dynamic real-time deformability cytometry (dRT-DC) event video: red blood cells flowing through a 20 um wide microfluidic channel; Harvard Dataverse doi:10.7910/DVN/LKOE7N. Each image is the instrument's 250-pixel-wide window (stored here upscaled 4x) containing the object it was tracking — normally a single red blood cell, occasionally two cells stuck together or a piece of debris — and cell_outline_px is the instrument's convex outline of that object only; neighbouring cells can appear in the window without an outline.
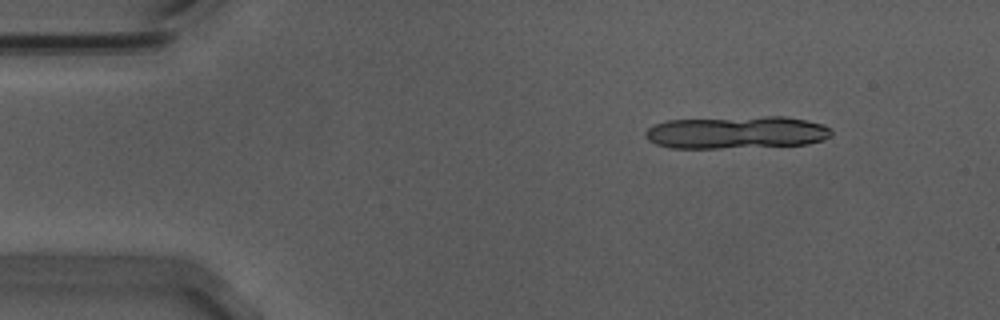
{"species": "Egyptian fruit bat (a non-hibernating species)", "species_latin": "Rousettus aegyptiacus", "temperature_condition": "warm", "stored_images_in_passage": 13, "camera_frame_rate_fps": 3000, "um_per_image_px": 0.085, "animal": {"sex": "male"}, "frame": {"image": 1, "passage_image": 6, "time_ms": 1.667, "image_size_px": [1000, 320], "cell_outline_px": [[832, 136], [824, 140], [808, 144], [720, 148], [672, 148], [656, 144], [648, 140], [644, 136], [644, 132], [648, 128], [656, 124], [668, 120], [764, 116], [784, 116], [808, 120], [824, 124], [832, 128]], "centroid_in_image_um": [62.65, 11.25], "position_along_channel_um": 22.3, "area_um2": 35.55}}